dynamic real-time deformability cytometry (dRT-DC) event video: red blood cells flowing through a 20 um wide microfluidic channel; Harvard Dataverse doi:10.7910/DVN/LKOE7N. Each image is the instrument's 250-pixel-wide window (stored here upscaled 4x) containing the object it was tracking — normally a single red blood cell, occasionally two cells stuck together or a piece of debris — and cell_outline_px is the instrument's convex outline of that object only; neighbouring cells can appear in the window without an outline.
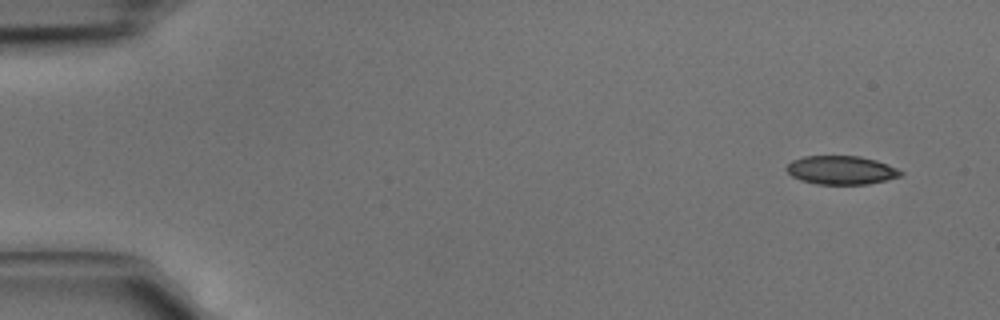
{"species": "common noctule bat (a hibernating species)", "species_latin": "Nyctalus noctula", "temperature_condition": "cold", "stored_images_in_passage": 4, "camera_frame_rate_fps": 3000, "um_per_image_px": 0.085, "animal": {"sex": "male", "body_mass_g": 15.6}, "frame": {"image": 1, "passage_image": 1, "time_ms": 0.0, "image_size_px": [1000, 320], "cell_outline_px": [[904, 172], [900, 176], [868, 184], [816, 184], [800, 180], [792, 176], [784, 168], [792, 160], [804, 156], [860, 156], [876, 160], [888, 164]], "centroid_in_image_um": [71.48, 14.45], "position_along_channel_um": 13.5, "area_um2": 19.02}}
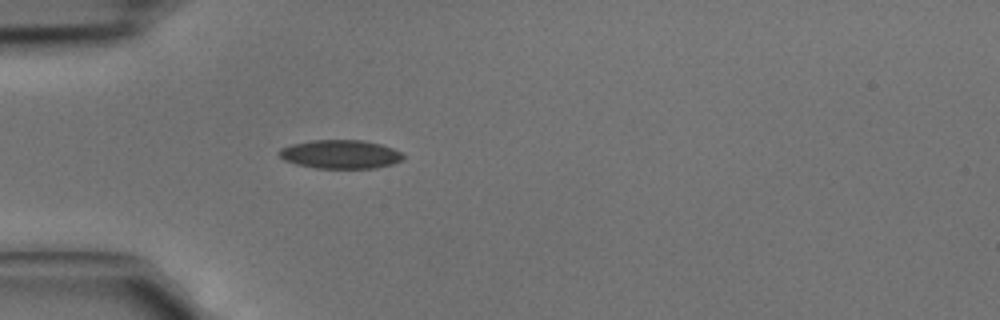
{"frame": {"image": 2, "passage_image": 4, "time_ms": 1.0, "image_size_px": [1000, 320], "cell_outline_px": [[404, 156], [400, 160], [392, 164], [376, 168], [316, 168], [296, 164], [284, 160], [276, 152], [280, 148], [292, 144], [308, 140], [364, 140], [380, 144], [392, 148], [400, 152]], "centroid_in_image_um": [28.89, 13.11], "position_along_channel_um": 56.1, "area_um2": 20.75}}